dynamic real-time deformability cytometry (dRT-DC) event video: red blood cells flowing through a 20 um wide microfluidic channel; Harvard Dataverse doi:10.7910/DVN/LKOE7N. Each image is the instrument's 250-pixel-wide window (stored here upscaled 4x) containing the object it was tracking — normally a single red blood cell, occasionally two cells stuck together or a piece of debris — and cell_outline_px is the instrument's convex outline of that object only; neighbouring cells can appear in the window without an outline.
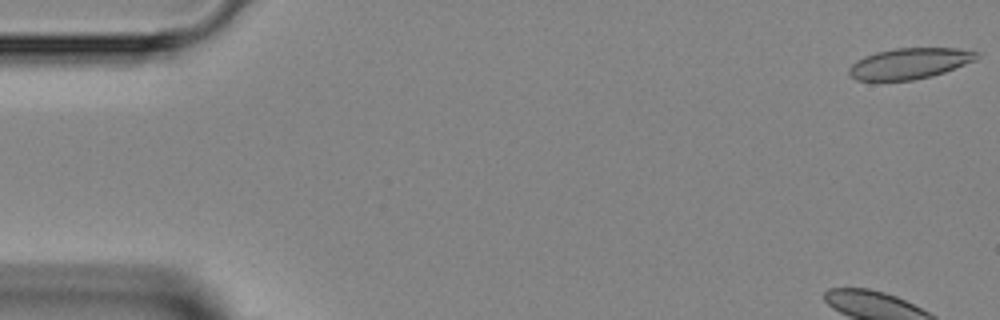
{"species": "Egyptian fruit bat (a non-hibernating species)", "species_latin": "Rousettus aegyptiacus", "temperature_condition": "room temperature", "stored_images_in_passage": 48, "camera_frame_rate_fps": 3000, "um_per_image_px": 0.085, "animal": {"sex": "female"}, "frame": {"image": 1, "passage_image": 1, "time_ms": 0.0, "image_size_px": [1000, 320], "cell_outline_px": [[980, 56], [976, 60], [944, 72], [932, 76], [912, 80], [856, 80], [848, 72], [848, 68], [856, 60], [864, 56], [876, 52], [896, 48], [956, 48], [980, 52]], "centroid_in_image_um": [77.33, 5.38], "position_along_channel_um": 7.7, "area_um2": 22.95}}